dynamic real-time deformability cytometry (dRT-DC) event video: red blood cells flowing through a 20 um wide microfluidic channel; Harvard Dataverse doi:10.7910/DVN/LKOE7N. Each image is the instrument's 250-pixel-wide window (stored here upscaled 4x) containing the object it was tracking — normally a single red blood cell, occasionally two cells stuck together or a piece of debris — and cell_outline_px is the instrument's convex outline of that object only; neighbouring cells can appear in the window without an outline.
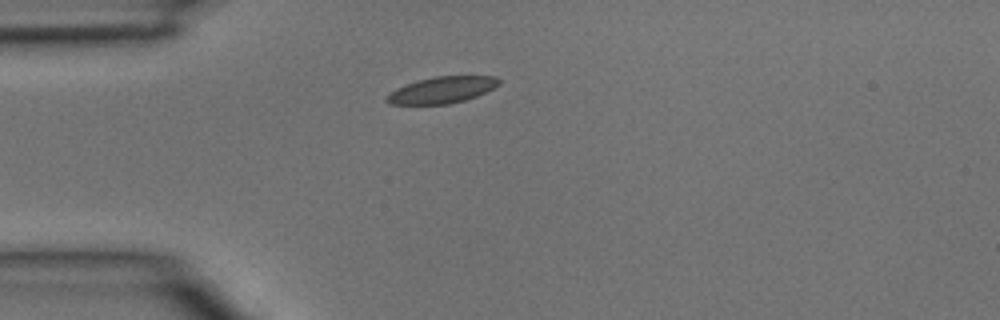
{"species": "common noctule bat (a hibernating species)", "species_latin": "Nyctalus noctula", "temperature_condition": "room temperature", "stored_images_in_passage": 1, "camera_frame_rate_fps": 3000, "um_per_image_px": 0.085, "animal": {"sex": "male", "body_mass_g": 15.6}, "frame": {"image": 1, "passage_image": 1, "time_ms": 0.0, "image_size_px": [1000, 320], "cell_outline_px": [[500, 84], [476, 96], [464, 100], [448, 104], [392, 104], [384, 100], [384, 96], [396, 88], [432, 76], [496, 76], [500, 80]], "centroid_in_image_um": [37.54, 7.64], "position_along_channel_um": 47.5, "area_um2": 17.17}}